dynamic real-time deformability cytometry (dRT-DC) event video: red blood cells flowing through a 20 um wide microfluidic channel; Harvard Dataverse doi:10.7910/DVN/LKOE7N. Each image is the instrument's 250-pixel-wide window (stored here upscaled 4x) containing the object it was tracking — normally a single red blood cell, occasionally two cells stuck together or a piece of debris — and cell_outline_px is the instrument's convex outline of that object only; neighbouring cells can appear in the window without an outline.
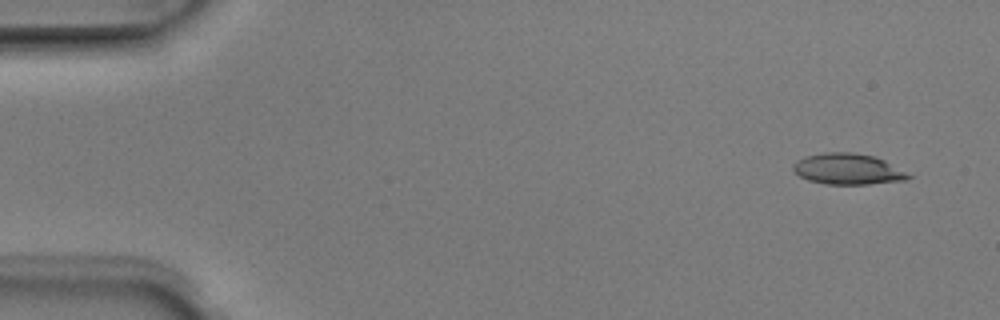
{"species": "Egyptian fruit bat (a non-hibernating species)", "species_latin": "Rousettus aegyptiacus", "temperature_condition": "room temperature", "stored_images_in_passage": 2, "camera_frame_rate_fps": 3000, "um_per_image_px": 0.085, "animal": {"sex": "male"}, "frame": {"image": 1, "passage_image": 1, "time_ms": 0.0, "image_size_px": [1000, 320], "cell_outline_px": [[912, 176], [908, 180], [868, 184], [824, 184], [808, 180], [800, 176], [792, 168], [792, 164], [796, 160], [808, 156], [824, 152], [852, 152], [872, 156], [884, 160]], "centroid_in_image_um": [72.04, 14.37], "position_along_channel_um": 13.0, "area_um2": 20.63}}